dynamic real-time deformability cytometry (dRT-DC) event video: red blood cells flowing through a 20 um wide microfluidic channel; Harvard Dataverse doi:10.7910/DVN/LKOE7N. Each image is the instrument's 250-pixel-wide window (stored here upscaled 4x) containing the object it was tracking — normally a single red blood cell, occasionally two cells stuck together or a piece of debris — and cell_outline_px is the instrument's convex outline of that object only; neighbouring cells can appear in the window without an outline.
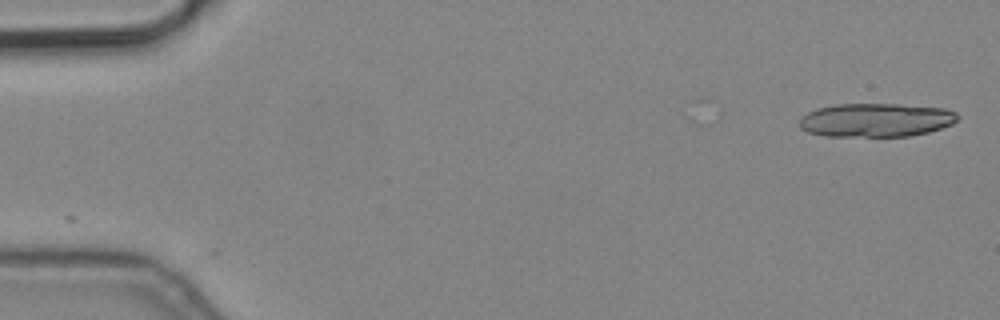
{"species": "common noctule bat (a hibernating species)", "species_latin": "Nyctalus noctula", "temperature_condition": "cold", "stored_images_in_passage": 2, "camera_frame_rate_fps": 3000, "um_per_image_px": 0.085, "animal": {"sex": "male", "body_mass_g": 19.2, "forearm_length_mm": 51.8}, "frame": {"image": 1, "passage_image": 2, "time_ms": 0.333, "image_size_px": [1000, 320], "cell_outline_px": [[960, 116], [952, 124], [928, 132], [908, 136], [824, 136], [808, 132], [800, 128], [800, 120], [808, 112], [816, 108], [836, 104], [900, 104], [944, 108], [956, 112]], "centroid_in_image_um": [74.46, 10.2], "position_along_channel_um": 10.5, "area_um2": 31.04}}